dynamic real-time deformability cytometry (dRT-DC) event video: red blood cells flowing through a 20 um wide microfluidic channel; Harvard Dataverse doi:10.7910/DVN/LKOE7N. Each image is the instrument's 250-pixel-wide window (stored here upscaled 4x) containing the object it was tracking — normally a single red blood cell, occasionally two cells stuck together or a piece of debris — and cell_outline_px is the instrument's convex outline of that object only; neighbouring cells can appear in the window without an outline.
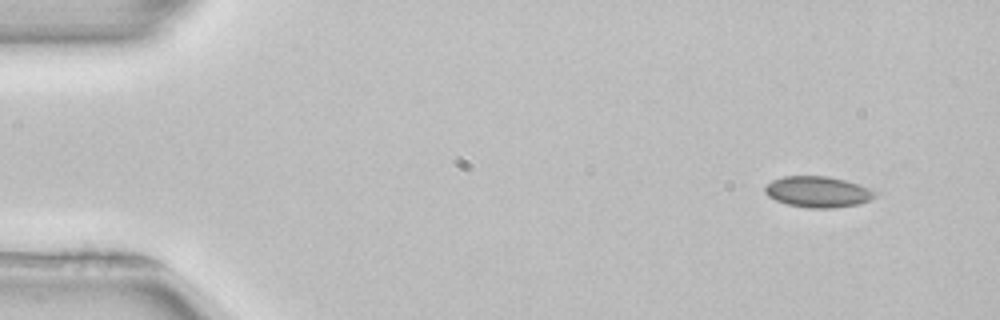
{"species": "common noctule bat (a hibernating species)", "species_latin": "Nyctalus noctula", "temperature_condition": "room temperature", "stored_images_in_passage": 49, "camera_frame_rate_fps": 3000, "um_per_image_px": 0.085, "animal": {"sex": "female", "body_mass_g": 22.7, "forearm_length_mm": 54.2}, "frame": {"image": 1, "passage_image": 1, "time_ms": 0.0, "image_size_px": [1000, 320], "cell_outline_px": [[876, 196], [872, 200], [856, 204], [832, 208], [808, 208], [788, 204], [776, 200], [768, 196], [764, 192], [764, 184], [772, 180], [784, 176], [828, 176], [844, 180], [868, 188], [876, 192]], "centroid_in_image_um": [69.47, 16.3], "position_along_channel_um": 15.5, "area_um2": 19.83}}
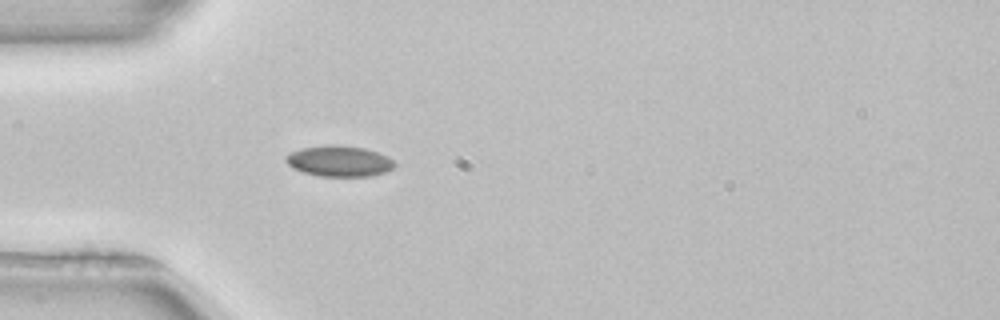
{"frame": {"image": 2, "passage_image": 12, "time_ms": 3.667, "image_size_px": [1000, 320], "cell_outline_px": [[396, 164], [392, 168], [384, 172], [372, 176], [320, 176], [304, 172], [292, 168], [284, 160], [284, 156], [300, 148], [328, 144], [336, 144], [364, 148], [388, 156]], "centroid_in_image_um": [28.8, 13.68], "position_along_channel_um": 56.2, "area_um2": 19.59}}
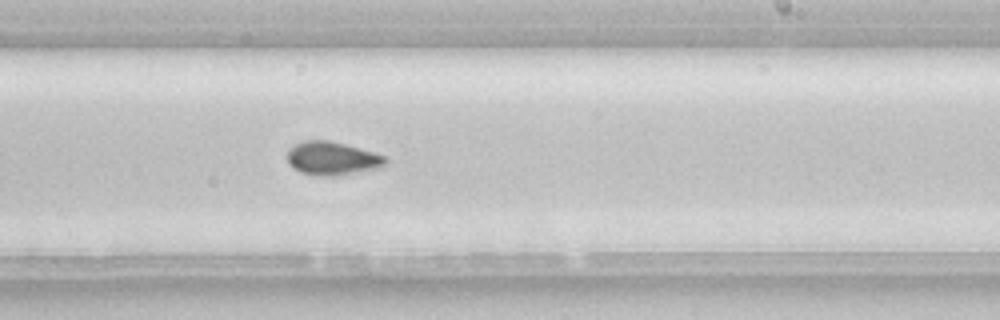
{"frame": {"image": 3, "passage_image": 28, "time_ms": 9.0, "image_size_px": [1000, 320], "cell_outline_px": [[388, 160], [384, 168], [328, 176], [316, 176], [300, 172], [292, 168], [288, 164], [288, 148], [304, 140], [328, 140], [344, 144], [372, 152], [384, 156]], "centroid_in_image_um": [28.22, 13.47], "position_along_channel_um": 260.8, "area_um2": 19.13}, "authors_computed_cell_mechanics": {"area_um2": 18.9584, "velocity_mm_per_s": 3.945, "shape_relaxation_time_tau1_ms": null, "shape_relaxation_time_tau2_ms": 4.6008, "deformation_change_tau1": null, "deformation_change_tau2": 0.0811}}